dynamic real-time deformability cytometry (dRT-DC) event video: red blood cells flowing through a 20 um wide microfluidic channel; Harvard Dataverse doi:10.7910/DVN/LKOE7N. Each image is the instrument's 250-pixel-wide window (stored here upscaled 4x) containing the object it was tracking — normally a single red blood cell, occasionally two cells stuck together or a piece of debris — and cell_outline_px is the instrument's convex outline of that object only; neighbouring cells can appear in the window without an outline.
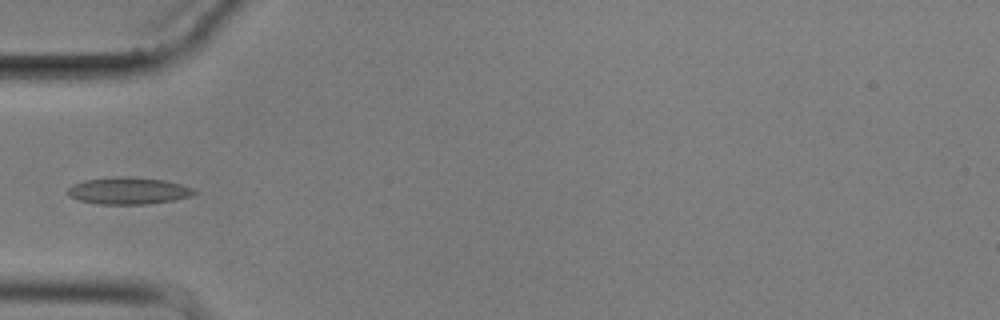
{"species": "common noctule bat (a hibernating species)", "species_latin": "Nyctalus noctula", "temperature_condition": "cold", "stored_images_in_passage": 5, "camera_frame_rate_fps": 3000, "um_per_image_px": 0.085, "animal": {"sex": "male", "body_mass_g": 17.9}, "frame": {"image": 1, "passage_image": 5, "time_ms": 6.0, "image_size_px": [1000, 320], "cell_outline_px": [[196, 192], [192, 196], [172, 200], [148, 204], [100, 204], [80, 200], [68, 196], [68, 188], [72, 184], [84, 180], [112, 176], [128, 176], [164, 180], [180, 184], [192, 188]], "centroid_in_image_um": [10.88, 16.2], "position_along_channel_um": 74.1, "area_um2": 19.88}}